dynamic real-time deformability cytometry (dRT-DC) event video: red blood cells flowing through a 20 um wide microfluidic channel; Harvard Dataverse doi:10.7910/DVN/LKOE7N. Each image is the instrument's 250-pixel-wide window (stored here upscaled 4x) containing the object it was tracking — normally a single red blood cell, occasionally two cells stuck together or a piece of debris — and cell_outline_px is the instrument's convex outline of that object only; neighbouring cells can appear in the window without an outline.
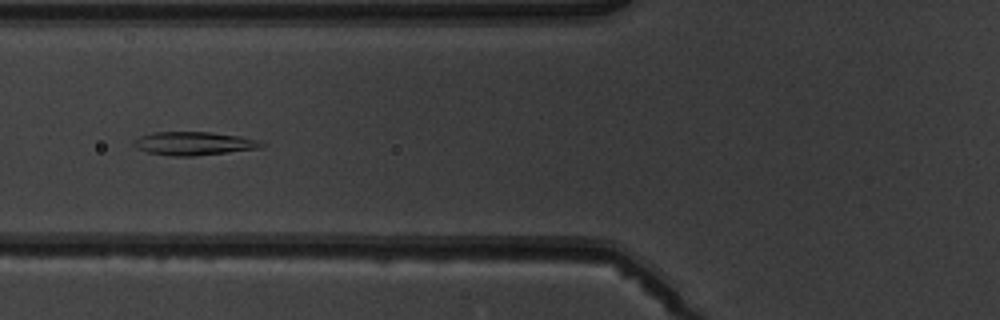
{"species": "common noctule bat (a hibernating species)", "species_latin": "Nyctalus noctula", "temperature_condition": "warm", "stored_images_in_passage": 7, "camera_frame_rate_fps": 3000, "um_per_image_px": 0.085, "animal": {"sex": "male", "body_mass_g": 19.5, "forearm_length_mm": 54.6}, "frame": {"image": 1, "passage_image": 6, "time_ms": 6.0, "image_size_px": [1000, 320], "cell_outline_px": [[264, 144], [260, 148], [192, 156], [172, 156], [148, 152], [136, 148], [132, 144], [132, 140], [140, 136], [152, 132], [208, 132], [240, 136], [256, 140]], "centroid_in_image_um": [16.4, 12.19], "position_along_channel_um": 109.4, "area_um2": 17.22}}
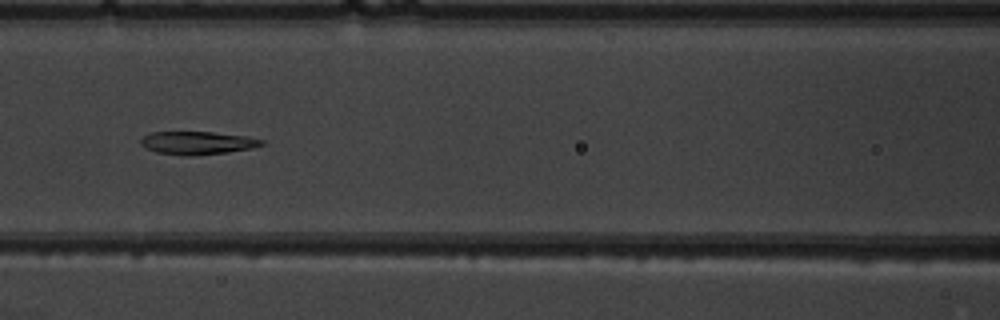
{"frame": {"image": 2, "passage_image": 7, "time_ms": 7.0, "image_size_px": [1000, 320], "cell_outline_px": [[264, 144], [252, 148], [228, 152], [192, 156], [184, 156], [156, 152], [140, 144], [140, 140], [144, 136], [152, 132], [212, 132], [248, 136], [264, 140]], "centroid_in_image_um": [16.8, 12.15], "position_along_channel_um": 149.8, "area_um2": 16.24}}